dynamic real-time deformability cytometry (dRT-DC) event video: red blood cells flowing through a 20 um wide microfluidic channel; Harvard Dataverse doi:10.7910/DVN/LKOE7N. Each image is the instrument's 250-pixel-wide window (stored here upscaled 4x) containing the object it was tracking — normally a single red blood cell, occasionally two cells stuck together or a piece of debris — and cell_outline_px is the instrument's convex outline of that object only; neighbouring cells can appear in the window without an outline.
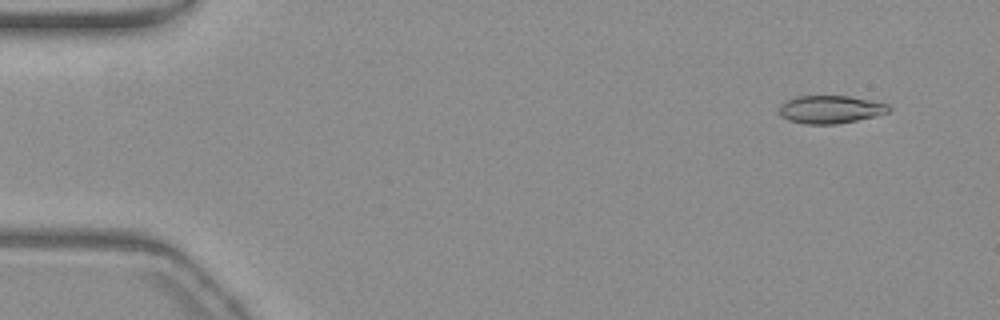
{"species": "common noctule bat (a hibernating species)", "species_latin": "Nyctalus noctula", "temperature_condition": "warm", "stored_images_in_passage": 53, "camera_frame_rate_fps": 3000, "um_per_image_px": 0.085, "animal": {"sex": "female", "body_mass_g": 19.3, "forearm_length_mm": 54.1}, "frame": {"image": 1, "passage_image": 2, "time_ms": 0.333, "image_size_px": [1000, 320], "cell_outline_px": [[892, 108], [888, 112], [876, 116], [836, 124], [804, 124], [788, 120], [780, 112], [780, 104], [796, 96], [848, 96], [888, 104]], "centroid_in_image_um": [70.6, 9.3], "position_along_channel_um": 14.4, "area_um2": 17.63}}
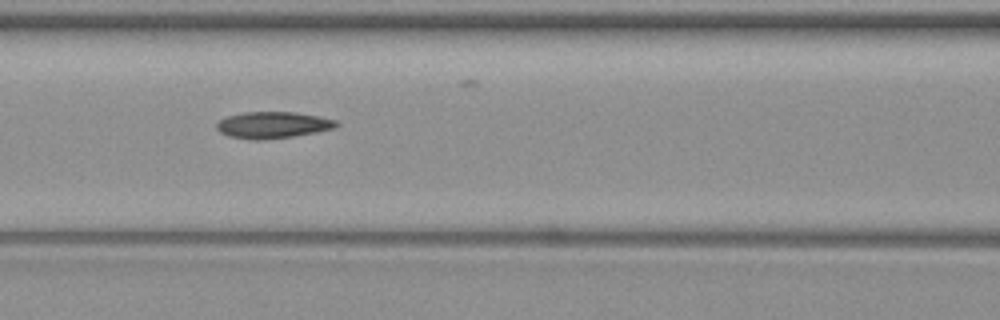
{"frame": {"image": 2, "passage_image": 22, "time_ms": 7.0, "image_size_px": [1000, 320], "cell_outline_px": [[340, 124], [336, 128], [316, 132], [292, 136], [264, 140], [252, 140], [228, 136], [220, 132], [216, 128], [216, 124], [224, 116], [244, 112], [296, 112], [320, 116], [336, 120]], "centroid_in_image_um": [23.19, 10.62], "position_along_channel_um": 143.4, "area_um2": 18.73}}
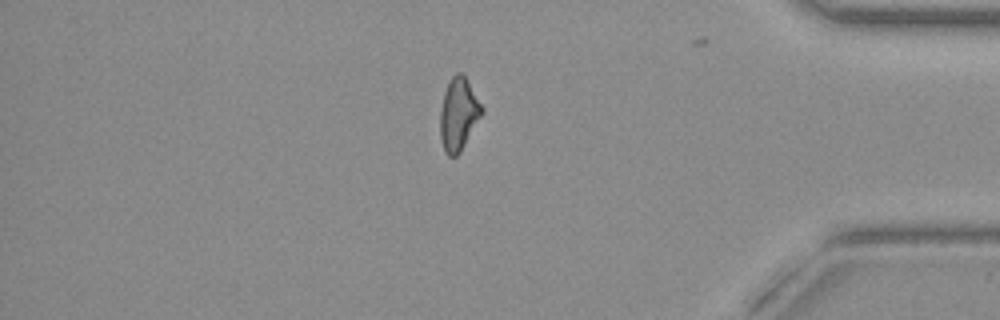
{"frame": {"image": 3, "passage_image": 45, "time_ms": 14.667, "image_size_px": [1000, 320], "cell_outline_px": [[484, 112], [460, 152], [456, 156], [448, 156], [444, 152], [440, 140], [440, 108], [444, 92], [448, 80], [456, 72], [460, 72], [464, 76], [484, 108]], "centroid_in_image_um": [38.96, 9.72], "position_along_channel_um": 396.2, "area_um2": 17.74}, "authors_computed_cell_mechanics": {"area_um2": 18.0914, "velocity_mm_per_s": 3.712, "shape_relaxation_time_tau1_ms": null, "shape_relaxation_time_tau2_ms": 3.4296, "deformation_change_tau1": null, "deformation_change_tau2": 0.1143}}